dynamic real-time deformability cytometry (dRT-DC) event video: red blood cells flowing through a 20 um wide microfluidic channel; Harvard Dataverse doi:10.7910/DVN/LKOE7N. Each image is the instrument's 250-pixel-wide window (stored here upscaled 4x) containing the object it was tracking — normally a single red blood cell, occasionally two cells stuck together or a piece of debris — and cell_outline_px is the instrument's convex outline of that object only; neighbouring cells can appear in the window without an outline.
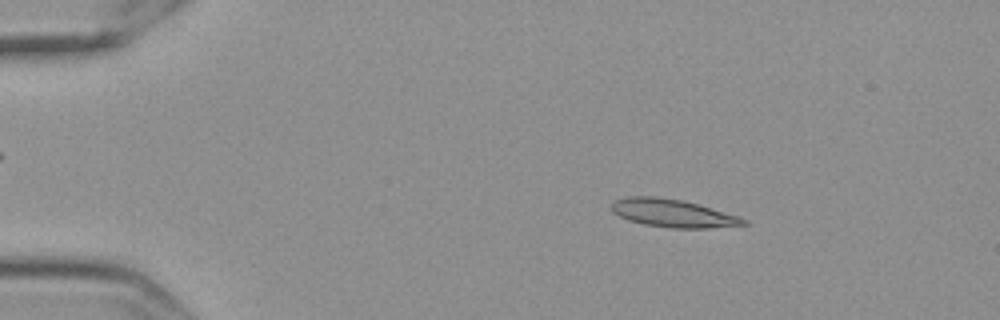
{"species": "Egyptian fruit bat (a non-hibernating species)", "species_latin": "Rousettus aegyptiacus", "temperature_condition": "cold", "stored_images_in_passage": 49, "camera_frame_rate_fps": 3000, "um_per_image_px": 0.085, "frame": {"image": 1, "passage_image": 1, "time_ms": 0.0, "image_size_px": [1000, 320], "cell_outline_px": [[748, 224], [708, 228], [672, 228], [644, 224], [628, 220], [612, 212], [612, 200], [624, 196], [656, 196], [684, 200], [740, 216], [748, 220]], "centroid_in_image_um": [57.18, 18.11], "position_along_channel_um": 27.8, "area_um2": 21.68}}
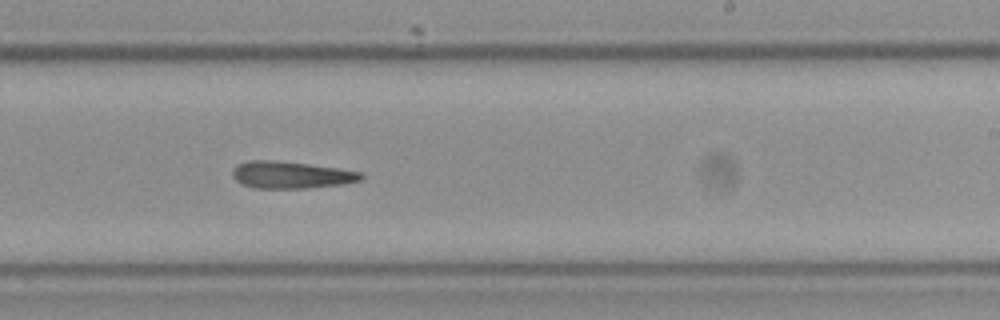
{"frame": {"image": 2, "passage_image": 27, "time_ms": 8.667, "image_size_px": [1000, 320], "cell_outline_px": [[364, 176], [360, 180], [340, 184], [304, 188], [256, 188], [244, 184], [236, 180], [232, 176], [232, 168], [236, 164], [248, 160], [276, 160], [340, 168], [360, 172]], "centroid_in_image_um": [24.69, 14.85], "position_along_channel_um": 264.3, "area_um2": 20.17}}
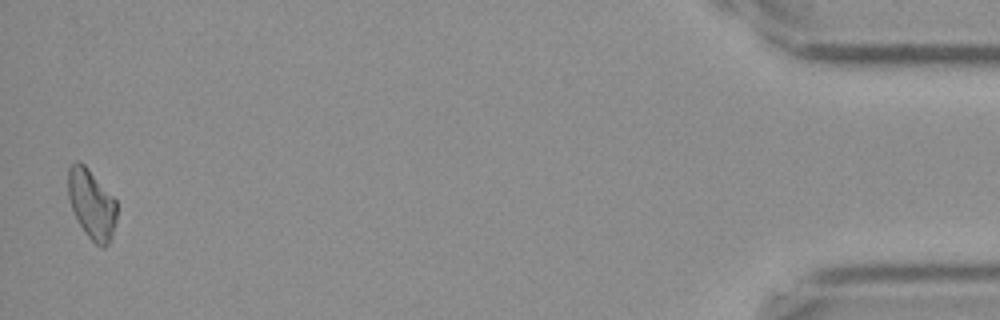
{"frame": {"image": 3, "passage_image": 48, "time_ms": 15.667, "image_size_px": [1000, 320], "cell_outline_px": [[116, 220], [112, 236], [108, 244], [104, 248], [100, 248], [88, 236], [80, 224], [72, 208], [68, 196], [68, 168], [76, 160], [80, 160], [88, 168], [116, 200]], "centroid_in_image_um": [7.79, 17.34], "position_along_channel_um": 427.4, "area_um2": 19.59}}